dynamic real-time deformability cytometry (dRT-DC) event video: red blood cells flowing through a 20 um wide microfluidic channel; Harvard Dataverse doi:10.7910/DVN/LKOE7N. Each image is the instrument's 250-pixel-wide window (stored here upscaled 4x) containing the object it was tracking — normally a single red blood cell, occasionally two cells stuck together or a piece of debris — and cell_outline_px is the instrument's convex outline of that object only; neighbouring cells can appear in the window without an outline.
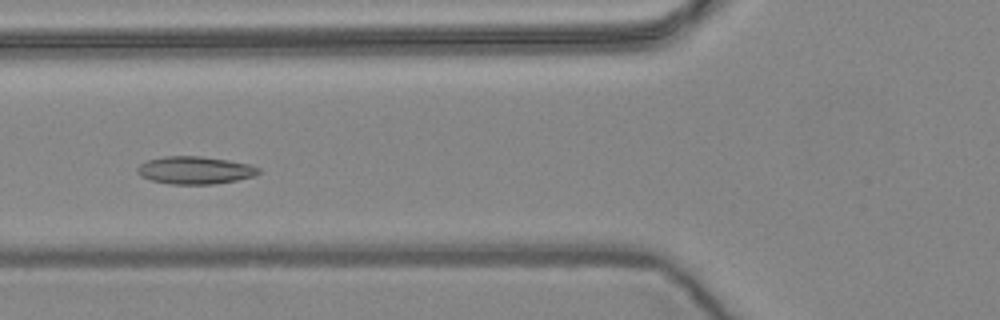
{"species": "common noctule bat (a hibernating species)", "species_latin": "Nyctalus noctula", "temperature_condition": "warm", "stored_images_in_passage": 8, "camera_frame_rate_fps": 3000, "um_per_image_px": 0.085, "animal": {"sex": "female", "body_mass_g": 24.6, "forearm_length_mm": 56.2}, "frame": {"image": 1, "passage_image": 7, "time_ms": 2.0, "image_size_px": [1000, 320], "cell_outline_px": [[260, 172], [252, 176], [236, 180], [212, 184], [172, 184], [152, 180], [140, 176], [136, 172], [136, 168], [140, 164], [148, 160], [164, 156], [200, 156], [228, 160], [248, 164], [260, 168]], "centroid_in_image_um": [16.54, 14.46], "position_along_channel_um": 109.3, "area_um2": 19.36}}
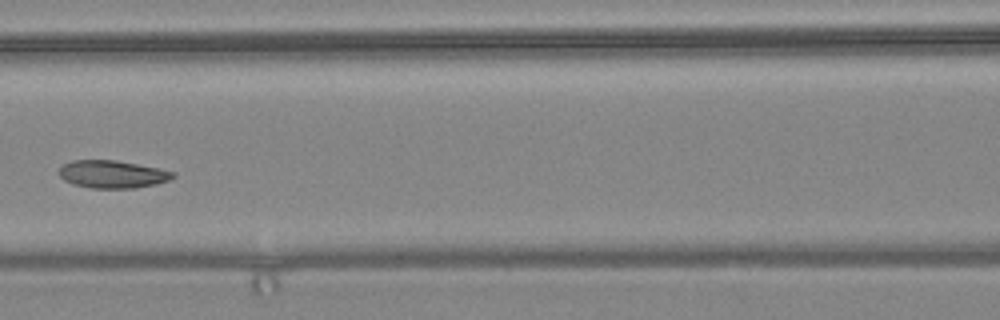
{"frame": {"image": 2, "passage_image": 8, "time_ms": 2.333, "image_size_px": [1000, 320], "cell_outline_px": [[176, 176], [168, 180], [156, 184], [136, 188], [92, 188], [72, 184], [64, 180], [60, 176], [60, 168], [64, 164], [72, 160], [116, 160], [176, 172]], "centroid_in_image_um": [9.56, 14.81], "position_along_channel_um": 157.0, "area_um2": 18.26}}